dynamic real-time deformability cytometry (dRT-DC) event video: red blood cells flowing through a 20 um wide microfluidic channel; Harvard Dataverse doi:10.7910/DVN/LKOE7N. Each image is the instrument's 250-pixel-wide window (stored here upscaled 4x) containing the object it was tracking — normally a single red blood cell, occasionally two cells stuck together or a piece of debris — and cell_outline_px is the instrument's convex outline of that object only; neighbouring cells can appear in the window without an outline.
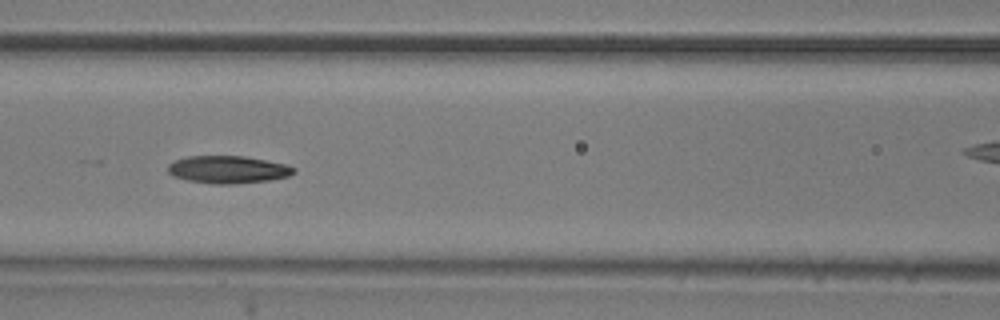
{"species": "common noctule bat (a hibernating species)", "species_latin": "Nyctalus noctula", "temperature_condition": "room temperature", "stored_images_in_passage": 8, "camera_frame_rate_fps": 3000, "um_per_image_px": 0.085, "animal": {"sex": "male", "body_mass_g": 20.5, "forearm_length_mm": 52.5}, "frame": {"image": 1, "passage_image": 3, "time_ms": 0.667, "image_size_px": [1000, 320], "cell_outline_px": [[296, 172], [288, 176], [268, 180], [236, 184], [216, 184], [188, 180], [172, 176], [168, 172], [168, 164], [176, 160], [188, 156], [244, 156], [284, 164], [296, 168]], "centroid_in_image_um": [19.36, 14.41], "position_along_channel_um": 147.2, "area_um2": 20.06}}
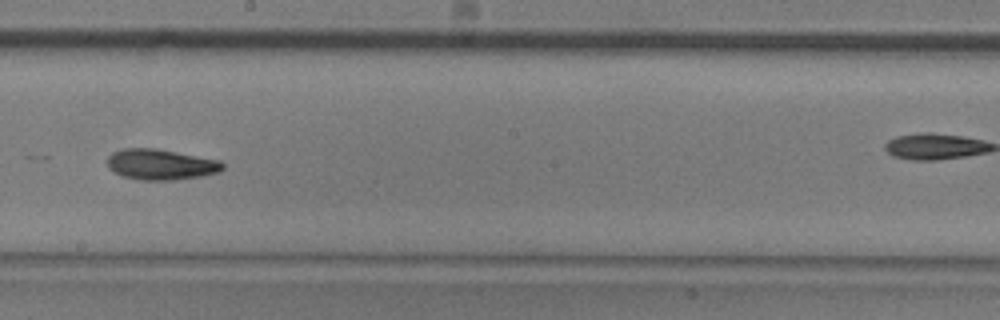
{"frame": {"image": 2, "passage_image": 5, "time_ms": 1.333, "image_size_px": [1000, 320], "cell_outline_px": [[224, 168], [220, 172], [200, 176], [176, 180], [136, 180], [120, 176], [108, 168], [108, 156], [112, 152], [120, 148], [156, 148], [220, 160], [224, 164]], "centroid_in_image_um": [13.64, 13.98], "position_along_channel_um": 234.6, "area_um2": 20.92}}
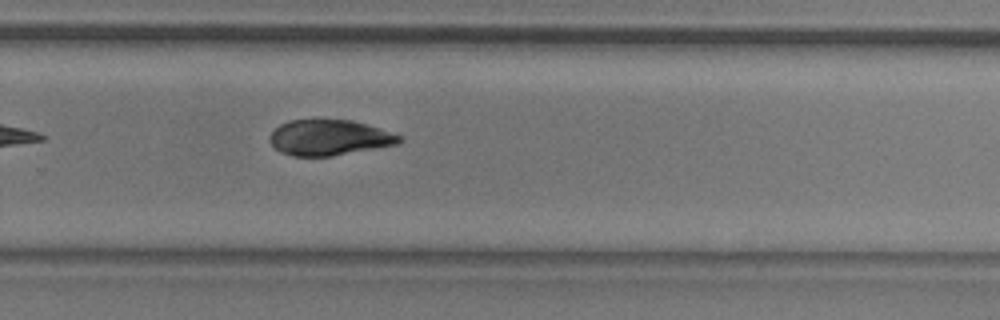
{"frame": {"image": 3, "passage_image": 8, "time_ms": 2.333, "image_size_px": [1000, 320], "cell_outline_px": [[404, 140], [400, 144], [332, 156], [292, 156], [280, 152], [268, 140], [268, 136], [280, 124], [288, 120], [320, 116], [352, 120], [404, 136]], "centroid_in_image_um": [27.98, 11.65], "position_along_channel_um": 301.8, "area_um2": 27.92}}